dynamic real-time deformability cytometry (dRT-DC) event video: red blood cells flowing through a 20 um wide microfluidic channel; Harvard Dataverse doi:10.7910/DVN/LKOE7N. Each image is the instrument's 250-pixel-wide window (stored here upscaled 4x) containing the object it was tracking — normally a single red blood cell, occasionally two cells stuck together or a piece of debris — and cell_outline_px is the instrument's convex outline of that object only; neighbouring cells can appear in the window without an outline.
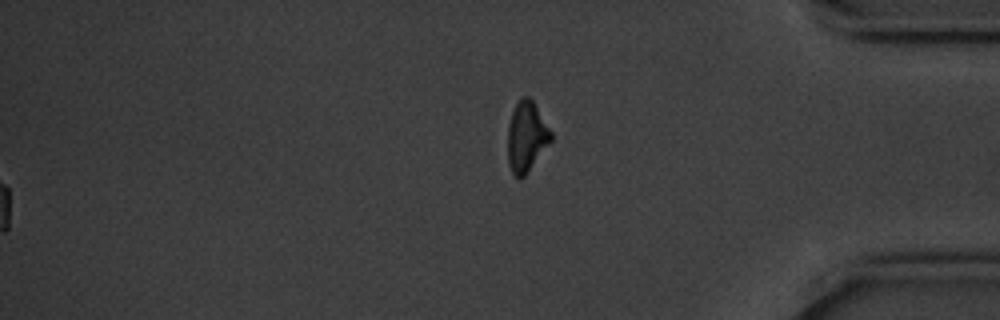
{"species": "common noctule bat (a hibernating species)", "species_latin": "Nyctalus noctula", "temperature_condition": "cold", "stored_images_in_passage": 51, "segment_of_instrument_passage": [2, 2], "camera_frame_rate_fps": 3000, "um_per_image_px": 0.085, "animal": {"sex": "male", "body_mass_g": 20.1, "forearm_length_mm": 53.5}, "frame": {"image": 1, "passage_image": 51, "time_ms": 16.667, "image_size_px": [1000, 320], "cell_outline_px": [[552, 140], [528, 172], [520, 180], [512, 172], [508, 164], [508, 124], [512, 112], [520, 96], [528, 96], [532, 100], [552, 132]], "centroid_in_image_um": [44.74, 11.62], "position_along_channel_um": 390.5, "area_um2": 17.69}}